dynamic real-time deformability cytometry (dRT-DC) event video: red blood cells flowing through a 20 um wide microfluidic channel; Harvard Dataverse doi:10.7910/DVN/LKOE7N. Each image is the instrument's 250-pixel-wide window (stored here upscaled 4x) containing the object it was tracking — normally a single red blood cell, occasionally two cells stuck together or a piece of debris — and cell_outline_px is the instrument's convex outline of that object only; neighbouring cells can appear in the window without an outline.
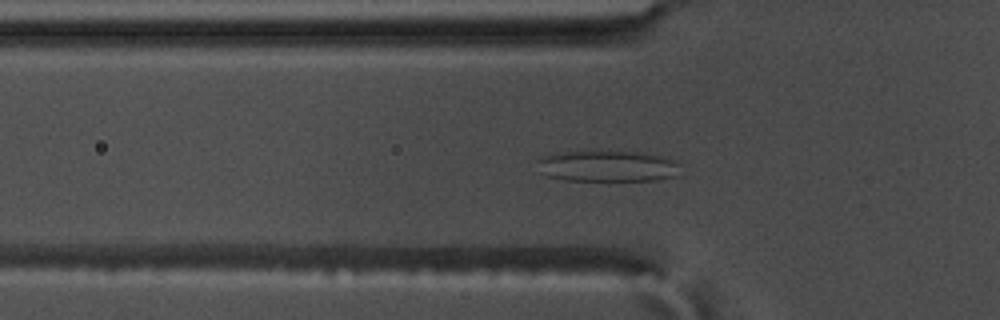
{"species": "common noctule bat (a hibernating species)", "species_latin": "Nyctalus noctula", "temperature_condition": "warm", "stored_images_in_passage": 55, "camera_frame_rate_fps": 3000, "um_per_image_px": 0.085, "animal": {"sex": "male", "body_mass_g": 17.5, "forearm_length_mm": 52.3}, "frame": {"image": 1, "passage_image": 17, "time_ms": 5.333, "image_size_px": [1000, 320], "cell_outline_px": [[680, 176], [656, 180], [564, 180], [548, 176], [540, 172], [536, 160], [540, 156], [548, 152], [580, 148], [596, 148], [636, 152], [668, 156], [680, 160]], "centroid_in_image_um": [51.61, 14.04], "position_along_channel_um": 74.2, "area_um2": 28.03}}
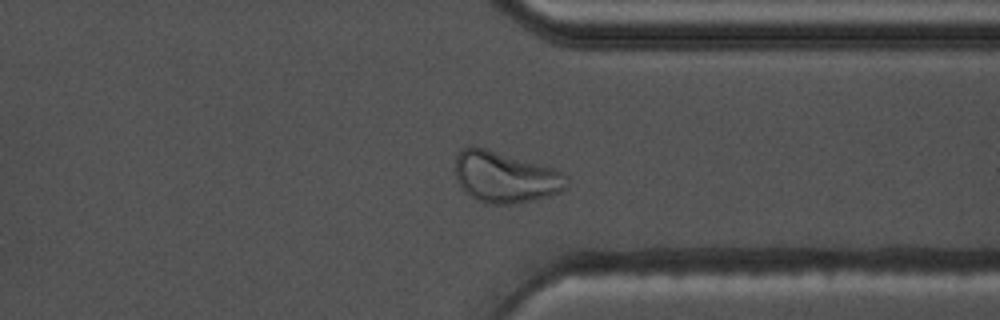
{"frame": {"image": 2, "passage_image": 42, "time_ms": 13.667, "image_size_px": [1000, 320], "cell_outline_px": [[568, 176], [564, 188], [560, 192], [552, 196], [512, 204], [492, 204], [480, 200], [472, 196], [456, 180], [456, 156], [464, 148], [472, 144], [552, 168], [564, 172]], "centroid_in_image_um": [42.96, 15.04], "position_along_channel_um": 368.4, "area_um2": 32.77}}
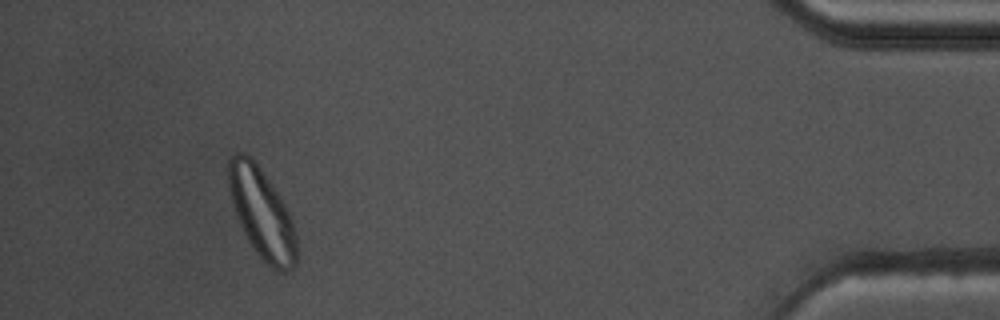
{"frame": {"image": 3, "passage_image": 51, "time_ms": 16.667, "image_size_px": [1000, 320], "cell_outline_px": [[296, 264], [288, 272], [280, 272], [272, 268], [256, 252], [248, 240], [236, 216], [228, 188], [228, 160], [236, 152], [244, 152], [252, 156], [280, 196], [292, 220], [296, 236]], "centroid_in_image_um": [22.24, 18.1], "position_along_channel_um": 413.0, "area_um2": 35.6}}